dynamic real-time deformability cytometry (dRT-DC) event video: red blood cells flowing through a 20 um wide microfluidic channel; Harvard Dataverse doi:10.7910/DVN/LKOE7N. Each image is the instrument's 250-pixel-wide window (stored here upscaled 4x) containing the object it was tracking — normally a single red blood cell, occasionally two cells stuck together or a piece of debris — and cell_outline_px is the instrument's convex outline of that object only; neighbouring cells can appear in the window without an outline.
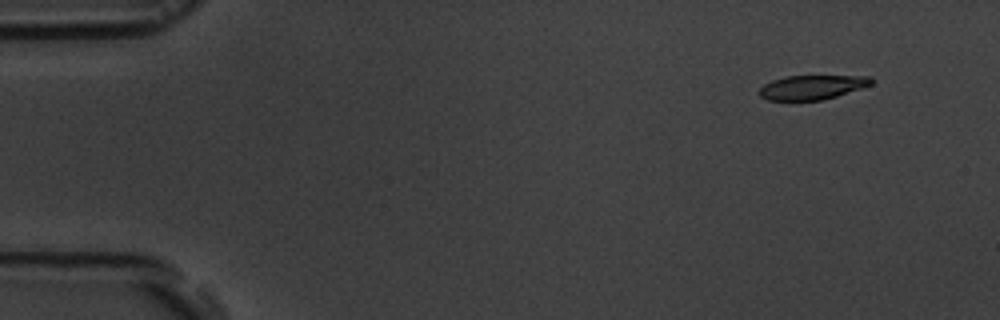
{"species": "common noctule bat (a hibernating species)", "species_latin": "Nyctalus noctula", "temperature_condition": "room temperature", "stored_images_in_passage": 3, "segment_of_instrument_passage": [2, 2], "camera_frame_rate_fps": 3000, "um_per_image_px": 0.085, "animal": {"sex": "male", "body_mass_g": 19.5, "forearm_length_mm": 54.6}, "frame": {"image": 1, "passage_image": 3, "time_ms": 2.333, "image_size_px": [1000, 320], "cell_outline_px": [[872, 84], [824, 100], [768, 100], [760, 96], [760, 88], [764, 84], [772, 80], [784, 76], [872, 76]], "centroid_in_image_um": [69.01, 7.41], "position_along_channel_um": 16.0, "area_um2": 15.72}}